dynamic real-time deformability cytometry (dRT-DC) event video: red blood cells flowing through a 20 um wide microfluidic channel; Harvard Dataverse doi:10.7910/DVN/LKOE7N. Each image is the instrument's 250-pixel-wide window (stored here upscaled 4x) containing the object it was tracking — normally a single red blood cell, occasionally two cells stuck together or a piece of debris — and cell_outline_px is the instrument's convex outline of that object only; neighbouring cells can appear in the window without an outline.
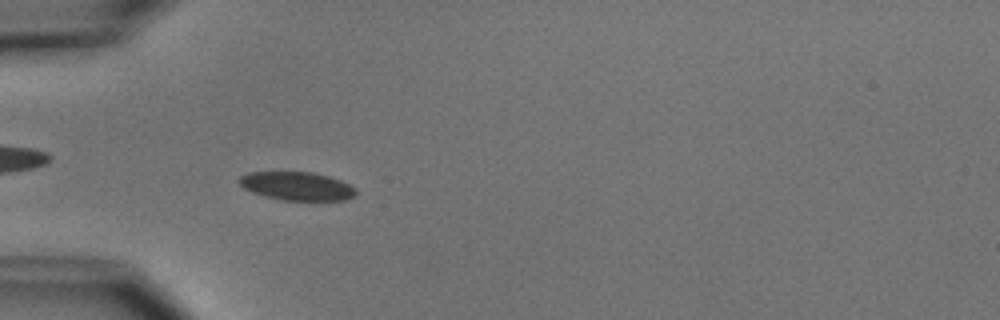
{"species": "common noctule bat (a hibernating species)", "species_latin": "Nyctalus noctula", "temperature_condition": "cold", "stored_images_in_passage": 54, "camera_frame_rate_fps": 3000, "um_per_image_px": 0.085, "animal": {"sex": "male", "body_mass_g": 15.6}, "frame": {"image": 1, "passage_image": 17, "time_ms": 5.333, "image_size_px": [1000, 320], "cell_outline_px": [[356, 196], [344, 200], [284, 200], [264, 196], [252, 192], [244, 188], [236, 180], [240, 176], [248, 172], [312, 172], [328, 176], [340, 180], [356, 188]], "centroid_in_image_um": [25.22, 15.81], "position_along_channel_um": 59.8, "area_um2": 19.36}}
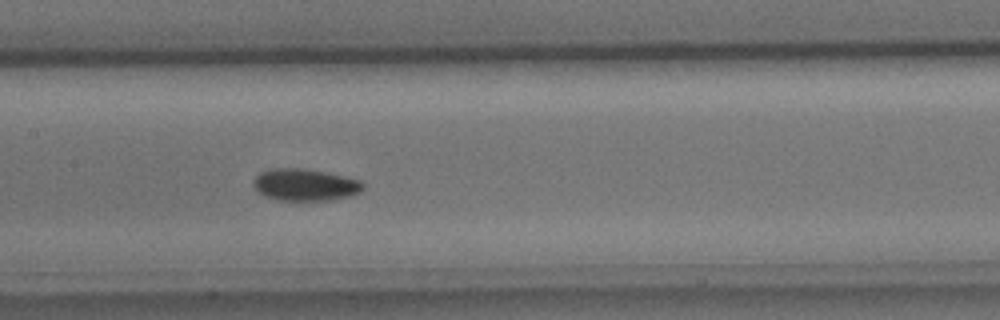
{"frame": {"image": 2, "passage_image": 27, "time_ms": 8.667, "image_size_px": [1000, 320], "cell_outline_px": [[364, 188], [360, 192], [348, 196], [332, 200], [276, 200], [264, 196], [252, 184], [252, 180], [260, 172], [268, 168], [304, 168], [344, 176], [360, 180], [364, 184]], "centroid_in_image_um": [25.9, 15.7], "position_along_channel_um": 181.5, "area_um2": 20.52}}
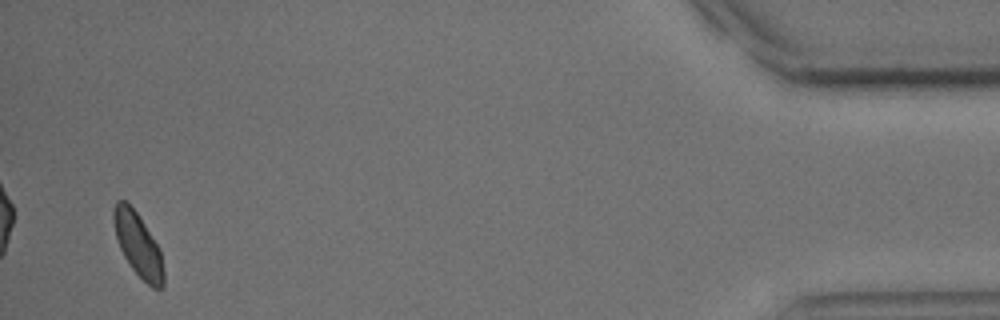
{"frame": {"image": 3, "passage_image": 52, "time_ms": 17.0, "image_size_px": [1000, 320], "cell_outline_px": [[164, 284], [160, 288], [152, 288], [132, 268], [124, 256], [120, 248], [116, 236], [112, 220], [112, 208], [116, 200], [124, 200], [136, 212], [160, 248], [164, 272]], "centroid_in_image_um": [11.72, 20.78], "position_along_channel_um": 423.5, "area_um2": 18.38}, "authors_computed_cell_mechanics": {"area_um2": 19.2763, "velocity_mm_per_s": 3.7888, "shape_relaxation_time_tau1_ms": 2.634, "shape_relaxation_time_tau2_ms": 8.0242, "deformation_change_tau1": 0.0677, "deformation_change_tau2": 0.0809}}